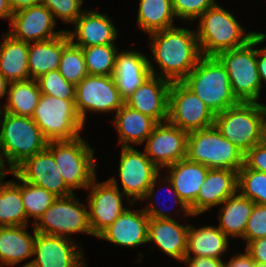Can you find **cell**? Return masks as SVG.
Listing matches in <instances>:
<instances>
[{
  "label": "cell",
  "mask_w": 266,
  "mask_h": 267,
  "mask_svg": "<svg viewBox=\"0 0 266 267\" xmlns=\"http://www.w3.org/2000/svg\"><path fill=\"white\" fill-rule=\"evenodd\" d=\"M150 49L160 72H155L148 60L154 76L170 82H181L196 66L202 57L196 30L171 27L151 34Z\"/></svg>",
  "instance_id": "obj_1"
},
{
  "label": "cell",
  "mask_w": 266,
  "mask_h": 267,
  "mask_svg": "<svg viewBox=\"0 0 266 267\" xmlns=\"http://www.w3.org/2000/svg\"><path fill=\"white\" fill-rule=\"evenodd\" d=\"M181 82L196 94L214 115L239 103L232 93L227 70L216 56H202Z\"/></svg>",
  "instance_id": "obj_2"
},
{
  "label": "cell",
  "mask_w": 266,
  "mask_h": 267,
  "mask_svg": "<svg viewBox=\"0 0 266 267\" xmlns=\"http://www.w3.org/2000/svg\"><path fill=\"white\" fill-rule=\"evenodd\" d=\"M196 31L202 56H217L220 52L244 46L257 32L245 30L236 18L218 4L199 17Z\"/></svg>",
  "instance_id": "obj_3"
},
{
  "label": "cell",
  "mask_w": 266,
  "mask_h": 267,
  "mask_svg": "<svg viewBox=\"0 0 266 267\" xmlns=\"http://www.w3.org/2000/svg\"><path fill=\"white\" fill-rule=\"evenodd\" d=\"M266 40L265 33H256L244 46L220 52L216 57L227 70L233 95L239 102H258L262 88L254 46Z\"/></svg>",
  "instance_id": "obj_4"
},
{
  "label": "cell",
  "mask_w": 266,
  "mask_h": 267,
  "mask_svg": "<svg viewBox=\"0 0 266 267\" xmlns=\"http://www.w3.org/2000/svg\"><path fill=\"white\" fill-rule=\"evenodd\" d=\"M0 119V153L12 170L47 147L48 141L31 117L1 110Z\"/></svg>",
  "instance_id": "obj_5"
},
{
  "label": "cell",
  "mask_w": 266,
  "mask_h": 267,
  "mask_svg": "<svg viewBox=\"0 0 266 267\" xmlns=\"http://www.w3.org/2000/svg\"><path fill=\"white\" fill-rule=\"evenodd\" d=\"M244 155L215 126L188 133L186 158L209 169L239 171L244 165Z\"/></svg>",
  "instance_id": "obj_6"
},
{
  "label": "cell",
  "mask_w": 266,
  "mask_h": 267,
  "mask_svg": "<svg viewBox=\"0 0 266 267\" xmlns=\"http://www.w3.org/2000/svg\"><path fill=\"white\" fill-rule=\"evenodd\" d=\"M31 118L48 142L77 139L84 127L75 100H63L45 94H41Z\"/></svg>",
  "instance_id": "obj_7"
},
{
  "label": "cell",
  "mask_w": 266,
  "mask_h": 267,
  "mask_svg": "<svg viewBox=\"0 0 266 267\" xmlns=\"http://www.w3.org/2000/svg\"><path fill=\"white\" fill-rule=\"evenodd\" d=\"M47 148L52 152L59 173L73 191L87 189L96 177L97 163L92 149L83 138L69 141H50Z\"/></svg>",
  "instance_id": "obj_8"
},
{
  "label": "cell",
  "mask_w": 266,
  "mask_h": 267,
  "mask_svg": "<svg viewBox=\"0 0 266 267\" xmlns=\"http://www.w3.org/2000/svg\"><path fill=\"white\" fill-rule=\"evenodd\" d=\"M261 103L239 102L215 115L214 126L234 146L246 154L260 143Z\"/></svg>",
  "instance_id": "obj_9"
},
{
  "label": "cell",
  "mask_w": 266,
  "mask_h": 267,
  "mask_svg": "<svg viewBox=\"0 0 266 267\" xmlns=\"http://www.w3.org/2000/svg\"><path fill=\"white\" fill-rule=\"evenodd\" d=\"M119 163V177L123 187L122 193L130 201V206L138 200L149 199L154 196L156 183L160 178V169L143 153L133 146H121Z\"/></svg>",
  "instance_id": "obj_10"
},
{
  "label": "cell",
  "mask_w": 266,
  "mask_h": 267,
  "mask_svg": "<svg viewBox=\"0 0 266 267\" xmlns=\"http://www.w3.org/2000/svg\"><path fill=\"white\" fill-rule=\"evenodd\" d=\"M88 206L80 203L75 193L57 197L52 205L33 224L36 232L68 238L73 233L93 235L88 215Z\"/></svg>",
  "instance_id": "obj_11"
},
{
  "label": "cell",
  "mask_w": 266,
  "mask_h": 267,
  "mask_svg": "<svg viewBox=\"0 0 266 267\" xmlns=\"http://www.w3.org/2000/svg\"><path fill=\"white\" fill-rule=\"evenodd\" d=\"M215 115L182 82H172L169 90L168 122L189 133L214 126Z\"/></svg>",
  "instance_id": "obj_12"
},
{
  "label": "cell",
  "mask_w": 266,
  "mask_h": 267,
  "mask_svg": "<svg viewBox=\"0 0 266 267\" xmlns=\"http://www.w3.org/2000/svg\"><path fill=\"white\" fill-rule=\"evenodd\" d=\"M123 104L112 75H87L75 86V107L83 124L86 112H117Z\"/></svg>",
  "instance_id": "obj_13"
},
{
  "label": "cell",
  "mask_w": 266,
  "mask_h": 267,
  "mask_svg": "<svg viewBox=\"0 0 266 267\" xmlns=\"http://www.w3.org/2000/svg\"><path fill=\"white\" fill-rule=\"evenodd\" d=\"M116 178H109L102 183H96V177L92 180L87 190L88 215L91 231L98 236L127 209L123 207V198L126 196L120 192Z\"/></svg>",
  "instance_id": "obj_14"
},
{
  "label": "cell",
  "mask_w": 266,
  "mask_h": 267,
  "mask_svg": "<svg viewBox=\"0 0 266 267\" xmlns=\"http://www.w3.org/2000/svg\"><path fill=\"white\" fill-rule=\"evenodd\" d=\"M187 136V132L168 121L158 123L146 140V156L159 169L185 159Z\"/></svg>",
  "instance_id": "obj_15"
},
{
  "label": "cell",
  "mask_w": 266,
  "mask_h": 267,
  "mask_svg": "<svg viewBox=\"0 0 266 267\" xmlns=\"http://www.w3.org/2000/svg\"><path fill=\"white\" fill-rule=\"evenodd\" d=\"M13 171L20 179L45 188L56 197L73 194L59 173L53 154L47 147L25 159Z\"/></svg>",
  "instance_id": "obj_16"
},
{
  "label": "cell",
  "mask_w": 266,
  "mask_h": 267,
  "mask_svg": "<svg viewBox=\"0 0 266 267\" xmlns=\"http://www.w3.org/2000/svg\"><path fill=\"white\" fill-rule=\"evenodd\" d=\"M166 168H169V172L163 180L168 182L170 191L174 192L175 202L181 206L187 217L193 216L189 207L195 202L209 168L187 158Z\"/></svg>",
  "instance_id": "obj_17"
},
{
  "label": "cell",
  "mask_w": 266,
  "mask_h": 267,
  "mask_svg": "<svg viewBox=\"0 0 266 267\" xmlns=\"http://www.w3.org/2000/svg\"><path fill=\"white\" fill-rule=\"evenodd\" d=\"M9 25L11 29L7 33L26 43L54 39L66 31H53L56 19L42 4L14 12Z\"/></svg>",
  "instance_id": "obj_18"
},
{
  "label": "cell",
  "mask_w": 266,
  "mask_h": 267,
  "mask_svg": "<svg viewBox=\"0 0 266 267\" xmlns=\"http://www.w3.org/2000/svg\"><path fill=\"white\" fill-rule=\"evenodd\" d=\"M69 237L46 235L36 232L31 260L37 267H87L84 253ZM82 259V260H81Z\"/></svg>",
  "instance_id": "obj_19"
},
{
  "label": "cell",
  "mask_w": 266,
  "mask_h": 267,
  "mask_svg": "<svg viewBox=\"0 0 266 267\" xmlns=\"http://www.w3.org/2000/svg\"><path fill=\"white\" fill-rule=\"evenodd\" d=\"M172 82L151 75L141 84L124 103L146 114L158 123L168 120L169 90Z\"/></svg>",
  "instance_id": "obj_20"
},
{
  "label": "cell",
  "mask_w": 266,
  "mask_h": 267,
  "mask_svg": "<svg viewBox=\"0 0 266 267\" xmlns=\"http://www.w3.org/2000/svg\"><path fill=\"white\" fill-rule=\"evenodd\" d=\"M238 171L209 169L195 202L189 207L193 216L208 211L237 192Z\"/></svg>",
  "instance_id": "obj_21"
},
{
  "label": "cell",
  "mask_w": 266,
  "mask_h": 267,
  "mask_svg": "<svg viewBox=\"0 0 266 267\" xmlns=\"http://www.w3.org/2000/svg\"><path fill=\"white\" fill-rule=\"evenodd\" d=\"M73 25L75 30L66 33L70 41L81 48L114 44L117 39L118 32L111 19L97 11L84 10Z\"/></svg>",
  "instance_id": "obj_22"
},
{
  "label": "cell",
  "mask_w": 266,
  "mask_h": 267,
  "mask_svg": "<svg viewBox=\"0 0 266 267\" xmlns=\"http://www.w3.org/2000/svg\"><path fill=\"white\" fill-rule=\"evenodd\" d=\"M149 217L143 209H126L112 225L97 237L121 247H137L148 243Z\"/></svg>",
  "instance_id": "obj_23"
},
{
  "label": "cell",
  "mask_w": 266,
  "mask_h": 267,
  "mask_svg": "<svg viewBox=\"0 0 266 267\" xmlns=\"http://www.w3.org/2000/svg\"><path fill=\"white\" fill-rule=\"evenodd\" d=\"M148 58L140 52H117L113 79L125 101L151 75Z\"/></svg>",
  "instance_id": "obj_24"
},
{
  "label": "cell",
  "mask_w": 266,
  "mask_h": 267,
  "mask_svg": "<svg viewBox=\"0 0 266 267\" xmlns=\"http://www.w3.org/2000/svg\"><path fill=\"white\" fill-rule=\"evenodd\" d=\"M188 228L173 219L149 218L148 243L154 242L168 256L184 262Z\"/></svg>",
  "instance_id": "obj_25"
},
{
  "label": "cell",
  "mask_w": 266,
  "mask_h": 267,
  "mask_svg": "<svg viewBox=\"0 0 266 267\" xmlns=\"http://www.w3.org/2000/svg\"><path fill=\"white\" fill-rule=\"evenodd\" d=\"M113 124L119 133V144L130 147L145 142L158 122L152 117L132 109L125 103L116 112Z\"/></svg>",
  "instance_id": "obj_26"
},
{
  "label": "cell",
  "mask_w": 266,
  "mask_h": 267,
  "mask_svg": "<svg viewBox=\"0 0 266 267\" xmlns=\"http://www.w3.org/2000/svg\"><path fill=\"white\" fill-rule=\"evenodd\" d=\"M70 42L66 31L54 39L29 43L28 68L30 79L58 70L64 47Z\"/></svg>",
  "instance_id": "obj_27"
},
{
  "label": "cell",
  "mask_w": 266,
  "mask_h": 267,
  "mask_svg": "<svg viewBox=\"0 0 266 267\" xmlns=\"http://www.w3.org/2000/svg\"><path fill=\"white\" fill-rule=\"evenodd\" d=\"M28 225L0 226V267L14 266L33 256L34 238L26 231Z\"/></svg>",
  "instance_id": "obj_28"
},
{
  "label": "cell",
  "mask_w": 266,
  "mask_h": 267,
  "mask_svg": "<svg viewBox=\"0 0 266 267\" xmlns=\"http://www.w3.org/2000/svg\"><path fill=\"white\" fill-rule=\"evenodd\" d=\"M228 242V237L218 227L203 226L197 229L189 224L185 258L222 259V254L228 250Z\"/></svg>",
  "instance_id": "obj_29"
},
{
  "label": "cell",
  "mask_w": 266,
  "mask_h": 267,
  "mask_svg": "<svg viewBox=\"0 0 266 267\" xmlns=\"http://www.w3.org/2000/svg\"><path fill=\"white\" fill-rule=\"evenodd\" d=\"M0 44V73L9 81L30 79L28 68L29 43L4 33Z\"/></svg>",
  "instance_id": "obj_30"
},
{
  "label": "cell",
  "mask_w": 266,
  "mask_h": 267,
  "mask_svg": "<svg viewBox=\"0 0 266 267\" xmlns=\"http://www.w3.org/2000/svg\"><path fill=\"white\" fill-rule=\"evenodd\" d=\"M254 204L250 199L242 196L240 193L238 194L237 191L221 203L223 206L218 215V228L227 237L243 238Z\"/></svg>",
  "instance_id": "obj_31"
},
{
  "label": "cell",
  "mask_w": 266,
  "mask_h": 267,
  "mask_svg": "<svg viewBox=\"0 0 266 267\" xmlns=\"http://www.w3.org/2000/svg\"><path fill=\"white\" fill-rule=\"evenodd\" d=\"M8 87L7 102L2 111L32 117L41 96L37 80L9 82Z\"/></svg>",
  "instance_id": "obj_32"
},
{
  "label": "cell",
  "mask_w": 266,
  "mask_h": 267,
  "mask_svg": "<svg viewBox=\"0 0 266 267\" xmlns=\"http://www.w3.org/2000/svg\"><path fill=\"white\" fill-rule=\"evenodd\" d=\"M137 23L143 32L151 34L156 31L174 27L176 16L172 0H140Z\"/></svg>",
  "instance_id": "obj_33"
},
{
  "label": "cell",
  "mask_w": 266,
  "mask_h": 267,
  "mask_svg": "<svg viewBox=\"0 0 266 267\" xmlns=\"http://www.w3.org/2000/svg\"><path fill=\"white\" fill-rule=\"evenodd\" d=\"M19 181H7L0 185V226L26 225V213L21 196V179L13 172Z\"/></svg>",
  "instance_id": "obj_34"
},
{
  "label": "cell",
  "mask_w": 266,
  "mask_h": 267,
  "mask_svg": "<svg viewBox=\"0 0 266 267\" xmlns=\"http://www.w3.org/2000/svg\"><path fill=\"white\" fill-rule=\"evenodd\" d=\"M88 75H113L118 49L115 44L82 48Z\"/></svg>",
  "instance_id": "obj_35"
},
{
  "label": "cell",
  "mask_w": 266,
  "mask_h": 267,
  "mask_svg": "<svg viewBox=\"0 0 266 267\" xmlns=\"http://www.w3.org/2000/svg\"><path fill=\"white\" fill-rule=\"evenodd\" d=\"M21 196L26 213V225L28 218L33 216L35 224L42 214L52 205L57 198L45 188L35 186L21 179Z\"/></svg>",
  "instance_id": "obj_36"
},
{
  "label": "cell",
  "mask_w": 266,
  "mask_h": 267,
  "mask_svg": "<svg viewBox=\"0 0 266 267\" xmlns=\"http://www.w3.org/2000/svg\"><path fill=\"white\" fill-rule=\"evenodd\" d=\"M237 191L255 204L266 205V173L245 164L238 171Z\"/></svg>",
  "instance_id": "obj_37"
},
{
  "label": "cell",
  "mask_w": 266,
  "mask_h": 267,
  "mask_svg": "<svg viewBox=\"0 0 266 267\" xmlns=\"http://www.w3.org/2000/svg\"><path fill=\"white\" fill-rule=\"evenodd\" d=\"M58 71L74 86L84 79L88 72L82 48L70 41L63 49Z\"/></svg>",
  "instance_id": "obj_38"
},
{
  "label": "cell",
  "mask_w": 266,
  "mask_h": 267,
  "mask_svg": "<svg viewBox=\"0 0 266 267\" xmlns=\"http://www.w3.org/2000/svg\"><path fill=\"white\" fill-rule=\"evenodd\" d=\"M37 80L41 94L63 100H75V86L69 83L58 70H52Z\"/></svg>",
  "instance_id": "obj_39"
},
{
  "label": "cell",
  "mask_w": 266,
  "mask_h": 267,
  "mask_svg": "<svg viewBox=\"0 0 266 267\" xmlns=\"http://www.w3.org/2000/svg\"><path fill=\"white\" fill-rule=\"evenodd\" d=\"M41 4L49 9L54 19L60 18L67 24H73L84 12L81 9L83 0H41Z\"/></svg>",
  "instance_id": "obj_40"
},
{
  "label": "cell",
  "mask_w": 266,
  "mask_h": 267,
  "mask_svg": "<svg viewBox=\"0 0 266 267\" xmlns=\"http://www.w3.org/2000/svg\"><path fill=\"white\" fill-rule=\"evenodd\" d=\"M216 4L215 0H172L176 18L184 21L198 19L205 11Z\"/></svg>",
  "instance_id": "obj_41"
},
{
  "label": "cell",
  "mask_w": 266,
  "mask_h": 267,
  "mask_svg": "<svg viewBox=\"0 0 266 267\" xmlns=\"http://www.w3.org/2000/svg\"><path fill=\"white\" fill-rule=\"evenodd\" d=\"M264 237H266V205L254 204L243 239L248 244Z\"/></svg>",
  "instance_id": "obj_42"
},
{
  "label": "cell",
  "mask_w": 266,
  "mask_h": 267,
  "mask_svg": "<svg viewBox=\"0 0 266 267\" xmlns=\"http://www.w3.org/2000/svg\"><path fill=\"white\" fill-rule=\"evenodd\" d=\"M244 164L252 169L266 173V145L258 143L244 155Z\"/></svg>",
  "instance_id": "obj_43"
},
{
  "label": "cell",
  "mask_w": 266,
  "mask_h": 267,
  "mask_svg": "<svg viewBox=\"0 0 266 267\" xmlns=\"http://www.w3.org/2000/svg\"><path fill=\"white\" fill-rule=\"evenodd\" d=\"M245 249L256 263H266V237L249 242Z\"/></svg>",
  "instance_id": "obj_44"
},
{
  "label": "cell",
  "mask_w": 266,
  "mask_h": 267,
  "mask_svg": "<svg viewBox=\"0 0 266 267\" xmlns=\"http://www.w3.org/2000/svg\"><path fill=\"white\" fill-rule=\"evenodd\" d=\"M184 263L189 264V267H224L222 259L209 258V257H194L185 258Z\"/></svg>",
  "instance_id": "obj_45"
},
{
  "label": "cell",
  "mask_w": 266,
  "mask_h": 267,
  "mask_svg": "<svg viewBox=\"0 0 266 267\" xmlns=\"http://www.w3.org/2000/svg\"><path fill=\"white\" fill-rule=\"evenodd\" d=\"M224 267H256V262L246 252L234 255L228 263H224Z\"/></svg>",
  "instance_id": "obj_46"
},
{
  "label": "cell",
  "mask_w": 266,
  "mask_h": 267,
  "mask_svg": "<svg viewBox=\"0 0 266 267\" xmlns=\"http://www.w3.org/2000/svg\"><path fill=\"white\" fill-rule=\"evenodd\" d=\"M257 67L261 84H266V47L257 48Z\"/></svg>",
  "instance_id": "obj_47"
},
{
  "label": "cell",
  "mask_w": 266,
  "mask_h": 267,
  "mask_svg": "<svg viewBox=\"0 0 266 267\" xmlns=\"http://www.w3.org/2000/svg\"><path fill=\"white\" fill-rule=\"evenodd\" d=\"M156 196L157 195H155L154 197H156ZM157 201H158V199H157ZM148 204L149 205L147 207H145L143 210L145 211L146 215L149 218H151V219H172V217L168 214L169 212L166 213L164 210H161V209L155 207V205H157V204H154V206H153V204L152 205L150 203H148Z\"/></svg>",
  "instance_id": "obj_48"
},
{
  "label": "cell",
  "mask_w": 266,
  "mask_h": 267,
  "mask_svg": "<svg viewBox=\"0 0 266 267\" xmlns=\"http://www.w3.org/2000/svg\"><path fill=\"white\" fill-rule=\"evenodd\" d=\"M13 12L41 4V0H9Z\"/></svg>",
  "instance_id": "obj_49"
},
{
  "label": "cell",
  "mask_w": 266,
  "mask_h": 267,
  "mask_svg": "<svg viewBox=\"0 0 266 267\" xmlns=\"http://www.w3.org/2000/svg\"><path fill=\"white\" fill-rule=\"evenodd\" d=\"M13 13L9 0H0V18L11 21Z\"/></svg>",
  "instance_id": "obj_50"
},
{
  "label": "cell",
  "mask_w": 266,
  "mask_h": 267,
  "mask_svg": "<svg viewBox=\"0 0 266 267\" xmlns=\"http://www.w3.org/2000/svg\"><path fill=\"white\" fill-rule=\"evenodd\" d=\"M262 110V124H261V139L260 143L266 145V105L261 104Z\"/></svg>",
  "instance_id": "obj_51"
},
{
  "label": "cell",
  "mask_w": 266,
  "mask_h": 267,
  "mask_svg": "<svg viewBox=\"0 0 266 267\" xmlns=\"http://www.w3.org/2000/svg\"><path fill=\"white\" fill-rule=\"evenodd\" d=\"M5 163H6V160L4 157H2V154L0 153V185L5 183V182H3V179L5 178L6 173L8 174V172H10L12 174L14 172L11 168H9L6 171Z\"/></svg>",
  "instance_id": "obj_52"
},
{
  "label": "cell",
  "mask_w": 266,
  "mask_h": 267,
  "mask_svg": "<svg viewBox=\"0 0 266 267\" xmlns=\"http://www.w3.org/2000/svg\"><path fill=\"white\" fill-rule=\"evenodd\" d=\"M9 81L0 73V98L7 95Z\"/></svg>",
  "instance_id": "obj_53"
},
{
  "label": "cell",
  "mask_w": 266,
  "mask_h": 267,
  "mask_svg": "<svg viewBox=\"0 0 266 267\" xmlns=\"http://www.w3.org/2000/svg\"><path fill=\"white\" fill-rule=\"evenodd\" d=\"M21 267H37L36 265H34L32 262H28L25 265L21 266Z\"/></svg>",
  "instance_id": "obj_54"
},
{
  "label": "cell",
  "mask_w": 266,
  "mask_h": 267,
  "mask_svg": "<svg viewBox=\"0 0 266 267\" xmlns=\"http://www.w3.org/2000/svg\"><path fill=\"white\" fill-rule=\"evenodd\" d=\"M256 267H266V263H256Z\"/></svg>",
  "instance_id": "obj_55"
}]
</instances>
